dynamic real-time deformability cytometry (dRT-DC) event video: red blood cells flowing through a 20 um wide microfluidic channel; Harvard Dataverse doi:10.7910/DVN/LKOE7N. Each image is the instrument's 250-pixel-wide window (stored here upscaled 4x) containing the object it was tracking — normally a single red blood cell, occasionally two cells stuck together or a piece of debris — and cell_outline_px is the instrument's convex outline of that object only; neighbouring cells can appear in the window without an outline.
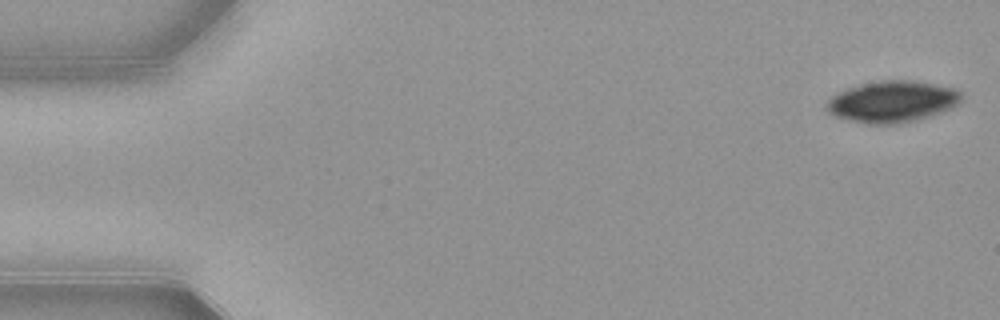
{"species": "common noctule bat (a hibernating species)", "species_latin": "Nyctalus noctula", "temperature_condition": "warm", "stored_images_in_passage": 52, "camera_frame_rate_fps": 3000, "um_per_image_px": 0.085, "animal": {"sex": "female", "body_mass_g": 21.9}, "frame": {"image": 1, "passage_image": 1, "time_ms": 0.0, "image_size_px": [1000, 320], "cell_outline_px": [[964, 96], [960, 104], [952, 108], [916, 120], [900, 124], [864, 124], [836, 116], [828, 112], [824, 108], [824, 104], [832, 96], [848, 88], [860, 84], [880, 80], [916, 80], [956, 88]], "centroid_in_image_um": [75.87, 8.63], "position_along_channel_um": 9.1, "area_um2": 32.95}}
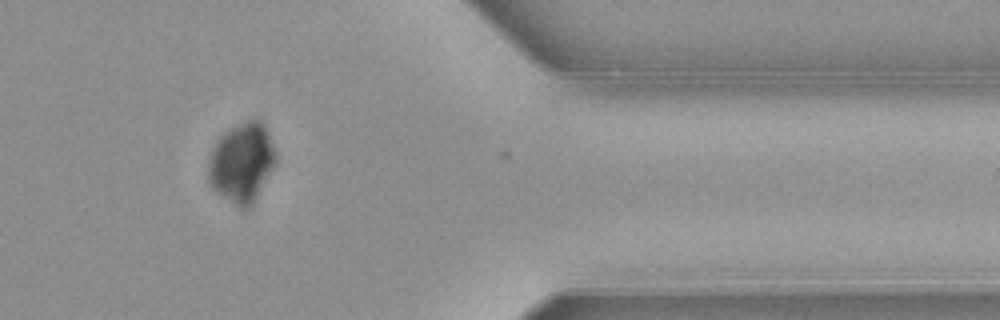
{"frame": {"image": 2, "passage_image": 43, "time_ms": 14.0, "image_size_px": [1000, 320], "cell_outline_px": [[276, 164], [252, 208], [240, 208], [216, 192], [212, 188], [208, 180], [208, 164], [212, 148], [220, 136], [224, 132], [248, 120], [260, 120], [264, 124], [268, 132], [276, 152]], "centroid_in_image_um": [20.58, 13.86], "position_along_channel_um": 390.8, "area_um2": 31.5}}
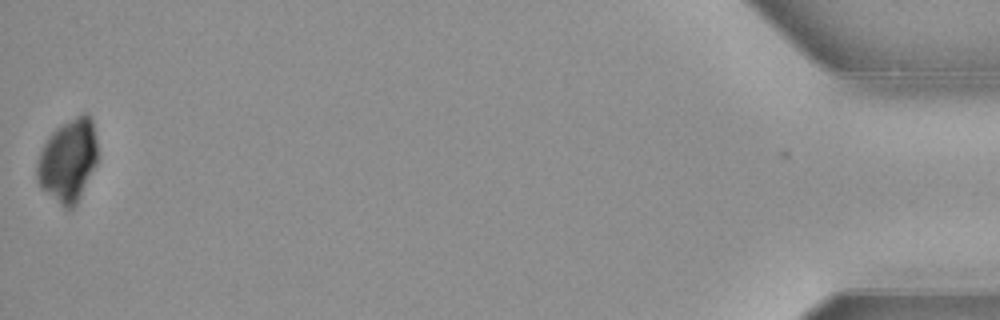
{"frame": {"image": 3, "passage_image": 52, "time_ms": 17.0, "image_size_px": [1000, 320], "cell_outline_px": [[96, 164], [76, 204], [72, 208], [64, 208], [40, 188], [36, 180], [36, 168], [40, 152], [48, 136], [56, 128], [80, 112], [88, 112], [92, 120], [96, 136]], "centroid_in_image_um": [5.77, 13.61], "position_along_channel_um": 429.4, "area_um2": 29.3}}